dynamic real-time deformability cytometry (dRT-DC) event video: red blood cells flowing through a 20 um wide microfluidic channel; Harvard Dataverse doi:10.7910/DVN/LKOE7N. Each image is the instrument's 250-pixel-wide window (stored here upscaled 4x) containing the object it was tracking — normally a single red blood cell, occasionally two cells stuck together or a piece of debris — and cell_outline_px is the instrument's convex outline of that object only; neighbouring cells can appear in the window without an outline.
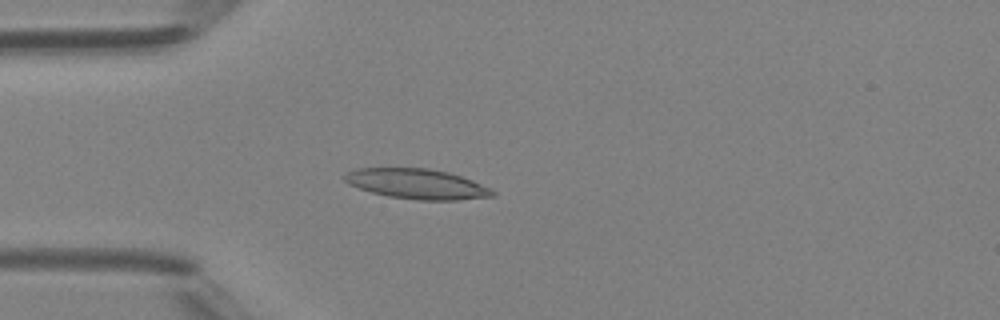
{"species": "Egyptian fruit bat (a non-hibernating species)", "species_latin": "Rousettus aegyptiacus", "temperature_condition": "room temperature", "stored_images_in_passage": 3, "camera_frame_rate_fps": 3000, "um_per_image_px": 0.085, "animal": {"sex": "female"}, "frame": {"image": 1, "passage_image": 3, "time_ms": 2.333, "image_size_px": [1000, 320], "cell_outline_px": [[496, 196], [456, 200], [420, 200], [388, 196], [372, 192], [348, 184], [344, 180], [344, 176], [348, 172], [356, 168], [428, 168], [448, 172], [472, 180], [492, 188], [496, 192]], "centroid_in_image_um": [35.48, 15.63], "position_along_channel_um": 49.5, "area_um2": 25.89}}